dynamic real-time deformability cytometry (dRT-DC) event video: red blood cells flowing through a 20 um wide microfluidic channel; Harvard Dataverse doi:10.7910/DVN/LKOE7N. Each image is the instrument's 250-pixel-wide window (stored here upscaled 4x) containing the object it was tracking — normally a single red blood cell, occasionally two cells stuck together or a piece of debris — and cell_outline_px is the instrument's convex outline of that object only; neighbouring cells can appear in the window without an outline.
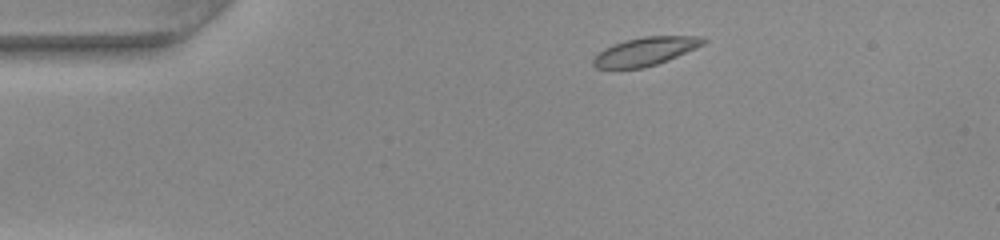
{"species": "common noctule bat (a hibernating species)", "species_latin": "Nyctalus noctula", "temperature_condition": "warm", "stored_images_in_passage": 42, "camera_frame_rate_fps": 3000, "um_per_image_px": 0.085, "animal": {"sex": "female", "body_mass_g": 22.0, "forearm_length_mm": 56.7}, "frame": {"image": 1, "passage_image": 1, "time_ms": 0.0, "image_size_px": [1000, 240], "cell_outline_px": [[708, 40], [704, 44], [696, 48], [668, 60], [644, 68], [596, 68], [592, 64], [592, 60], [604, 48], [612, 44], [624, 40], [644, 36], [704, 36]], "centroid_in_image_um": [54.88, 4.35], "position_along_channel_um": 30.1, "area_um2": 18.21}}
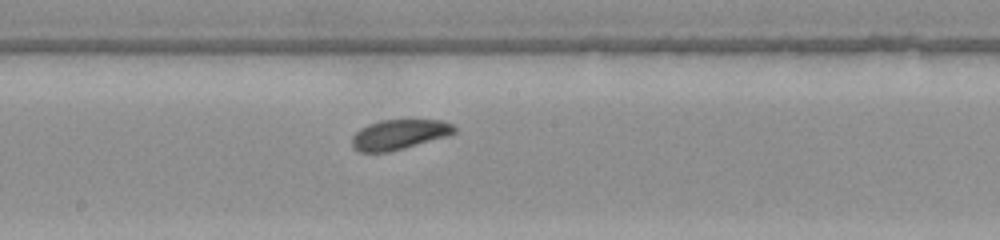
{"frame": {"image": 2, "passage_image": 19, "time_ms": 6.0, "image_size_px": [1000, 240], "cell_outline_px": [[456, 132], [448, 136], [404, 148], [388, 152], [360, 152], [352, 148], [352, 136], [360, 128], [368, 124], [380, 120], [440, 120], [452, 124], [456, 128]], "centroid_in_image_um": [33.91, 11.43], "position_along_channel_um": 214.3, "area_um2": 17.92}}
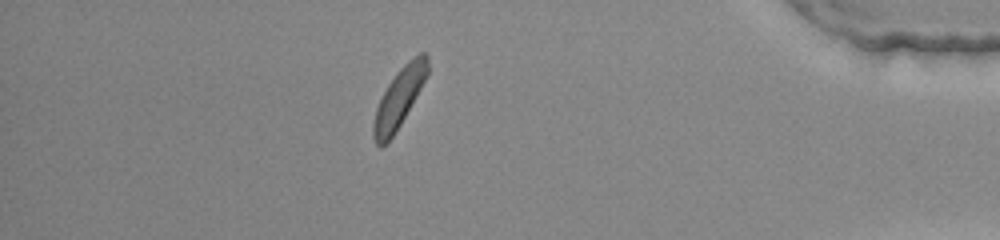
{"frame": {"image": 3, "passage_image": 36, "time_ms": 11.667, "image_size_px": [1000, 240], "cell_outline_px": [[428, 72], [420, 88], [400, 124], [392, 136], [380, 148], [376, 144], [372, 136], [372, 124], [376, 108], [388, 84], [396, 72], [408, 60], [420, 52], [424, 52], [428, 56]], "centroid_in_image_um": [33.89, 8.31], "position_along_channel_um": 401.3, "area_um2": 18.21}, "authors_computed_cell_mechanics": {"area_um2": 18.3226, "velocity_mm_per_s": 4.0154, "shape_relaxation_time_tau1_ms": 1.3794, "shape_relaxation_time_tau2_ms": 5.5869, "deformation_change_tau1": 0.056, "deformation_change_tau2": 0.1092}}